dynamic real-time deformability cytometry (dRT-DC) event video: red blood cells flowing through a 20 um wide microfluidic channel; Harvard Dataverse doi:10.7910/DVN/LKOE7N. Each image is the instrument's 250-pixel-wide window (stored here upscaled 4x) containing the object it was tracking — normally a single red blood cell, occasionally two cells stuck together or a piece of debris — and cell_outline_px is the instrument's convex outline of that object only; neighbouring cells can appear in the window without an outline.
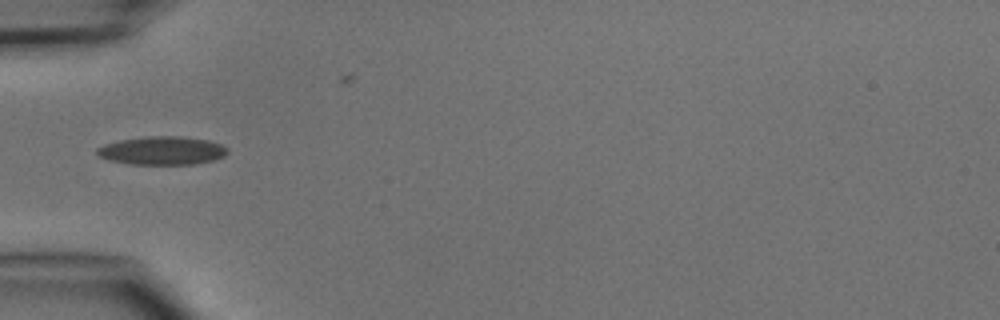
{"species": "common noctule bat (a hibernating species)", "species_latin": "Nyctalus noctula", "temperature_condition": "cold", "stored_images_in_passage": 5, "camera_frame_rate_fps": 3000, "um_per_image_px": 0.085, "animal": {"sex": "male", "body_mass_g": 15.6}, "frame": {"image": 1, "passage_image": 4, "time_ms": 4.333, "image_size_px": [1000, 320], "cell_outline_px": [[228, 152], [224, 156], [212, 160], [196, 164], [128, 164], [108, 160], [100, 156], [96, 152], [96, 148], [104, 144], [120, 140], [148, 136], [180, 136], [208, 140], [220, 144], [228, 148]], "centroid_in_image_um": [13.77, 12.8], "position_along_channel_um": 71.2, "area_um2": 21.56}}